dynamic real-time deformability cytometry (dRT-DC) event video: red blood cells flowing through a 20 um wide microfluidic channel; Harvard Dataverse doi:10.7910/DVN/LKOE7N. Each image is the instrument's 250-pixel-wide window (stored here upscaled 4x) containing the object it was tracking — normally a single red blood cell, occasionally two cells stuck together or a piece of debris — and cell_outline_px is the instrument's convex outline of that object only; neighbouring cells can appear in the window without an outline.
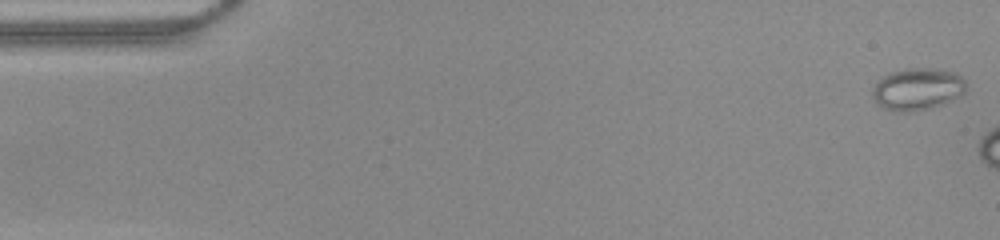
{"species": "common noctule bat (a hibernating species)", "species_latin": "Nyctalus noctula", "temperature_condition": "warm", "stored_images_in_passage": 7, "camera_frame_rate_fps": 3000, "um_per_image_px": 0.085, "animal": {"sex": "female", "body_mass_g": 22.0, "forearm_length_mm": 56.7}, "frame": {"image": 1, "passage_image": 1, "time_ms": 0.0, "image_size_px": [1000, 240], "cell_outline_px": [[964, 92], [932, 108], [908, 112], [896, 112], [884, 108], [876, 104], [872, 96], [872, 88], [888, 72], [904, 68], [932, 68], [956, 72], [964, 80]], "centroid_in_image_um": [77.92, 7.56], "position_along_channel_um": 7.1, "area_um2": 22.83}}